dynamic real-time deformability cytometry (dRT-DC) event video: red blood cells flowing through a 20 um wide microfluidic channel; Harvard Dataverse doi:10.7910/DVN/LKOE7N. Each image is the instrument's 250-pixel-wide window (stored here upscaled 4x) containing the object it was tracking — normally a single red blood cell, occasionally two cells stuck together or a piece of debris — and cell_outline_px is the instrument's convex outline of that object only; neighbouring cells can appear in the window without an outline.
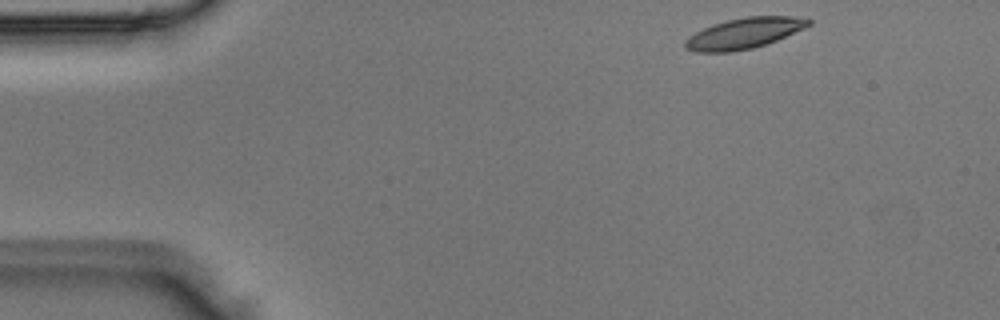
{"species": "Egyptian fruit bat (a non-hibernating species)", "species_latin": "Rousettus aegyptiacus", "temperature_condition": "room temperature", "stored_images_in_passage": 4, "camera_frame_rate_fps": 3000, "um_per_image_px": 0.085, "animal": {"sex": "male"}, "frame": {"image": 1, "passage_image": 1, "time_ms": 0.0, "image_size_px": [1000, 320], "cell_outline_px": [[812, 24], [804, 28], [776, 40], [752, 48], [732, 52], [696, 52], [684, 48], [684, 40], [688, 36], [712, 24], [728, 20], [748, 16], [792, 16], [812, 20]], "centroid_in_image_um": [63.21, 2.83], "position_along_channel_um": 21.8, "area_um2": 21.96}}
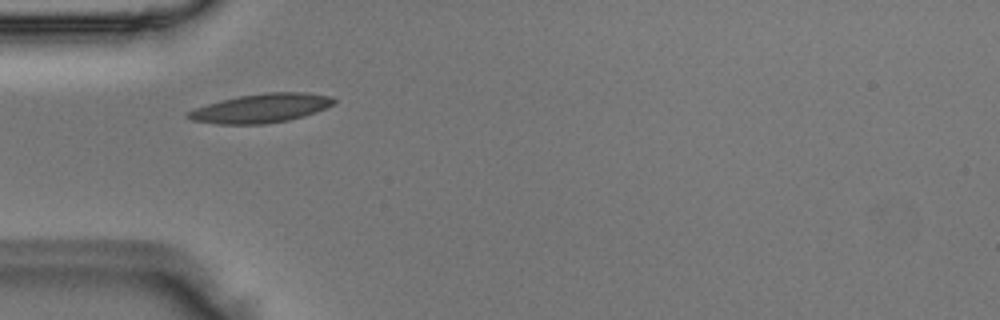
{"frame": {"image": 2, "passage_image": 3, "time_ms": 0.667, "image_size_px": [1000, 320], "cell_outline_px": [[336, 100], [332, 104], [316, 112], [304, 116], [288, 120], [264, 124], [216, 124], [192, 120], [184, 116], [184, 112], [220, 100], [240, 96], [264, 92], [304, 92], [332, 96]], "centroid_in_image_um": [22.16, 9.2], "position_along_channel_um": 62.8, "area_um2": 24.62}}
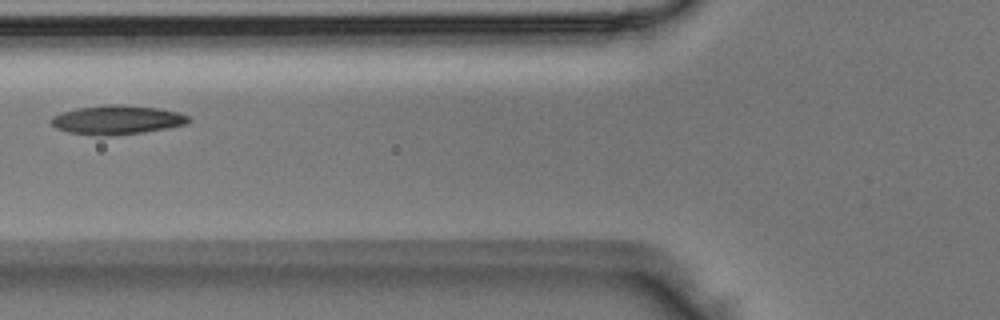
{"frame": {"image": 3, "passage_image": 4, "time_ms": 1.0, "image_size_px": [1000, 320], "cell_outline_px": [[192, 120], [188, 124], [144, 132], [108, 136], [100, 136], [68, 132], [56, 128], [48, 120], [52, 116], [60, 112], [76, 108], [108, 104], [120, 104], [160, 108], [176, 112], [188, 116]], "centroid_in_image_um": [9.92, 10.18], "position_along_channel_um": 115.9, "area_um2": 23.47}}